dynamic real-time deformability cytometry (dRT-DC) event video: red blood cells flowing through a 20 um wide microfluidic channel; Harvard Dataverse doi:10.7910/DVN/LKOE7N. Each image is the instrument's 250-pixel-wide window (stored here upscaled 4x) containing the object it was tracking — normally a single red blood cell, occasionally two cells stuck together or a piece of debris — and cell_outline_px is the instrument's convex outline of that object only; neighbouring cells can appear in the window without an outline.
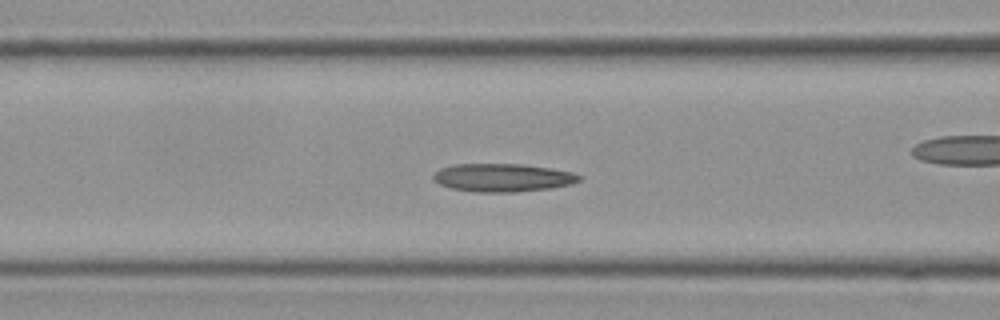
{"species": "Egyptian fruit bat (a non-hibernating species)", "species_latin": "Rousettus aegyptiacus", "temperature_condition": "cold", "stored_images_in_passage": 59, "camera_frame_rate_fps": 3000, "um_per_image_px": 0.085, "frame": {"image": 1, "passage_image": 24, "time_ms": 7.667, "image_size_px": [1000, 320], "cell_outline_px": [[580, 180], [572, 184], [552, 188], [516, 192], [476, 192], [452, 188], [440, 184], [432, 176], [440, 168], [456, 164], [520, 164], [548, 168], [572, 172], [580, 176]], "centroid_in_image_um": [42.74, 15.1], "position_along_channel_um": 123.9, "area_um2": 23.7}}
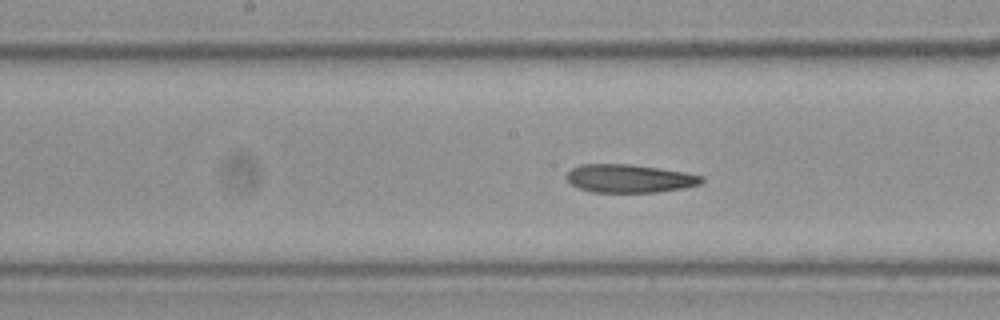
{"frame": {"image": 2, "passage_image": 30, "time_ms": 9.667, "image_size_px": [1000, 320], "cell_outline_px": [[704, 180], [700, 184], [684, 188], [660, 192], [592, 192], [580, 188], [572, 184], [564, 176], [572, 168], [580, 164], [628, 164], [684, 172], [704, 176]], "centroid_in_image_um": [53.5, 15.17], "position_along_channel_um": 194.7, "area_um2": 22.14}}
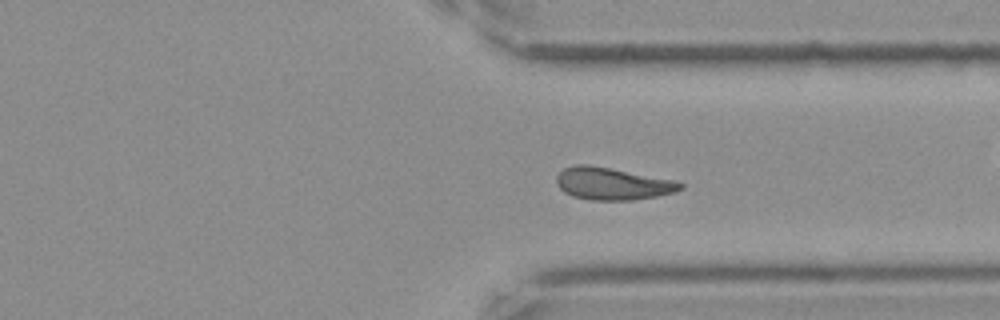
{"frame": {"image": 3, "passage_image": 44, "time_ms": 14.333, "image_size_px": [1000, 320], "cell_outline_px": [[684, 188], [676, 192], [656, 196], [628, 200], [592, 200], [572, 196], [564, 192], [556, 184], [556, 176], [564, 168], [576, 164], [588, 164], [672, 180], [684, 184]], "centroid_in_image_um": [52.02, 15.62], "position_along_channel_um": 359.4, "area_um2": 23.06}, "authors_computed_cell_mechanics": {"area_um2": 23.12, "velocity_mm_per_s": 3.5265, "shape_relaxation_time_tau1_ms": null, "shape_relaxation_time_tau2_ms": 4.9251, "deformation_change_tau1": null, "deformation_change_tau2": 0.1228}}